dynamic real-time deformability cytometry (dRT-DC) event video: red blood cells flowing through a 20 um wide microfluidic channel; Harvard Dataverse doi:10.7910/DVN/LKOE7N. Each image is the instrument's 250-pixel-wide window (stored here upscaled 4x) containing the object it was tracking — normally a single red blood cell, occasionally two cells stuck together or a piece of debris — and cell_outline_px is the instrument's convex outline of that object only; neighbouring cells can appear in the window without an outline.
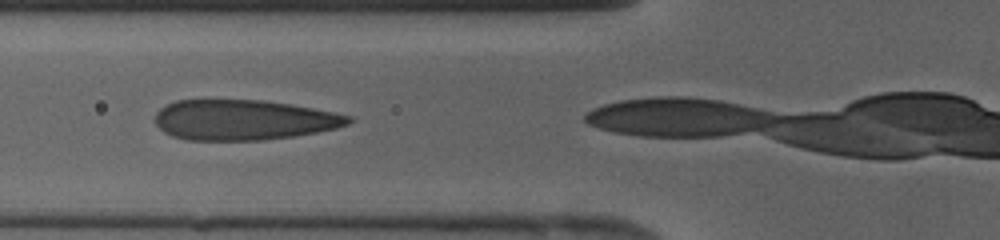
{"species": "human", "species_latin": "Homo sapiens", "temperature_condition": "cold", "stored_images_in_passage": 12, "camera_frame_rate_fps": 3000, "um_per_image_px": 0.085, "donor": {"sex": "female"}, "frame": {"image": 1, "passage_image": 10, "time_ms": 3.0, "image_size_px": [1000, 240], "cell_outline_px": [[352, 120], [348, 124], [336, 128], [316, 132], [292, 136], [264, 140], [188, 140], [172, 136], [164, 132], [156, 124], [156, 112], [160, 108], [176, 100], [264, 100], [312, 108], [352, 116]], "centroid_in_image_um": [20.68, 10.19], "position_along_channel_um": 105.1, "area_um2": 45.14}}